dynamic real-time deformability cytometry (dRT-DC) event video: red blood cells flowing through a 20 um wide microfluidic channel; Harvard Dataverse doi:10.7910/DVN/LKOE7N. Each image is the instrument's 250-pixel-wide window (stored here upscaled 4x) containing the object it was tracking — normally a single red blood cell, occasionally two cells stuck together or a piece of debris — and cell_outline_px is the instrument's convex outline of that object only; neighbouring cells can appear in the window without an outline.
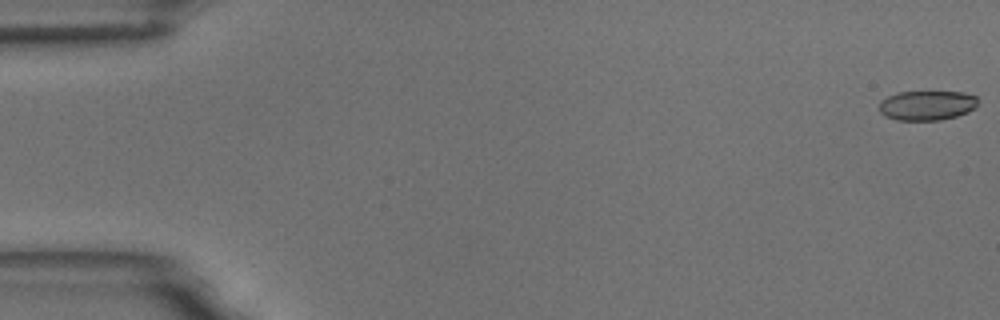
{"species": "common noctule bat (a hibernating species)", "species_latin": "Nyctalus noctula", "temperature_condition": "room temperature", "stored_images_in_passage": 56, "camera_frame_rate_fps": 3000, "um_per_image_px": 0.085, "animal": {"sex": "male", "body_mass_g": 18.8}, "frame": {"image": 1, "passage_image": 1, "time_ms": 0.0, "image_size_px": [1000, 320], "cell_outline_px": [[976, 108], [968, 112], [956, 116], [940, 120], [896, 120], [884, 116], [880, 112], [880, 100], [888, 96], [900, 92], [964, 92], [976, 96]], "centroid_in_image_um": [78.78, 8.96], "position_along_channel_um": 6.2, "area_um2": 17.05}}
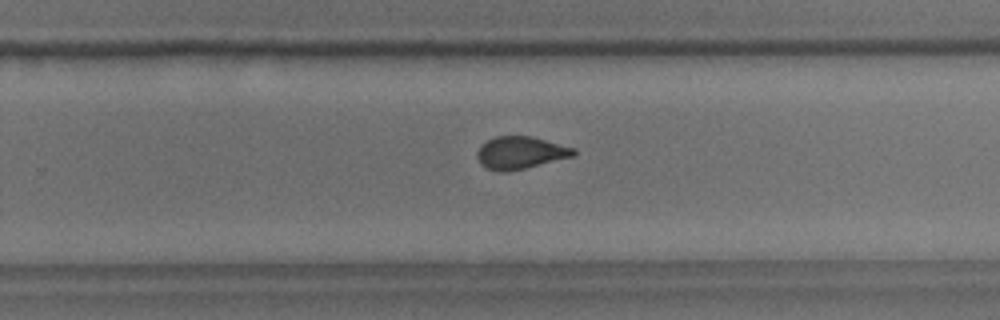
{"frame": {"image": 2, "passage_image": 36, "time_ms": 11.667, "image_size_px": [1000, 320], "cell_outline_px": [[576, 156], [508, 172], [500, 172], [488, 168], [480, 164], [476, 156], [476, 152], [480, 144], [496, 136], [532, 136], [576, 148]], "centroid_in_image_um": [44.24, 12.98], "position_along_channel_um": 285.6, "area_um2": 18.5}}
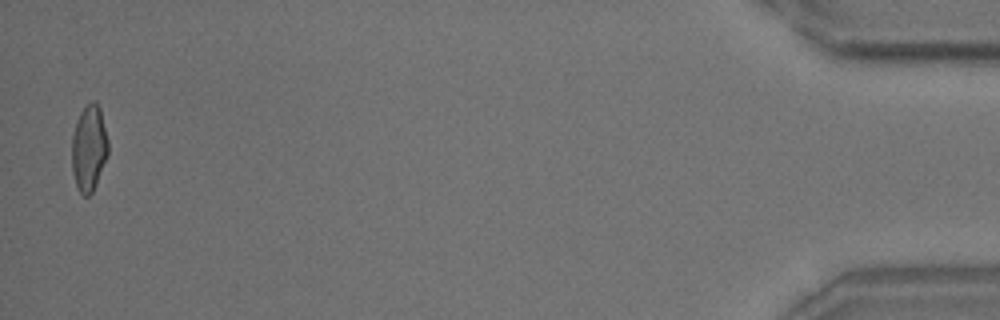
{"frame": {"image": 3, "passage_image": 55, "time_ms": 18.0, "image_size_px": [1000, 320], "cell_outline_px": [[108, 156], [96, 184], [92, 192], [88, 196], [84, 196], [76, 188], [72, 172], [72, 136], [76, 120], [80, 112], [92, 100], [96, 100], [100, 108], [108, 140]], "centroid_in_image_um": [7.56, 12.6], "position_along_channel_um": 427.6, "area_um2": 18.44}, "authors_computed_cell_mechanics": {"area_um2": 18.6116, "velocity_mm_per_s": 3.6721, "shape_relaxation_time_tau1_ms": 7.8006, "shape_relaxation_time_tau2_ms": 1.0278, "deformation_change_tau1": 0.1805, "deformation_change_tau2": 0.065}}